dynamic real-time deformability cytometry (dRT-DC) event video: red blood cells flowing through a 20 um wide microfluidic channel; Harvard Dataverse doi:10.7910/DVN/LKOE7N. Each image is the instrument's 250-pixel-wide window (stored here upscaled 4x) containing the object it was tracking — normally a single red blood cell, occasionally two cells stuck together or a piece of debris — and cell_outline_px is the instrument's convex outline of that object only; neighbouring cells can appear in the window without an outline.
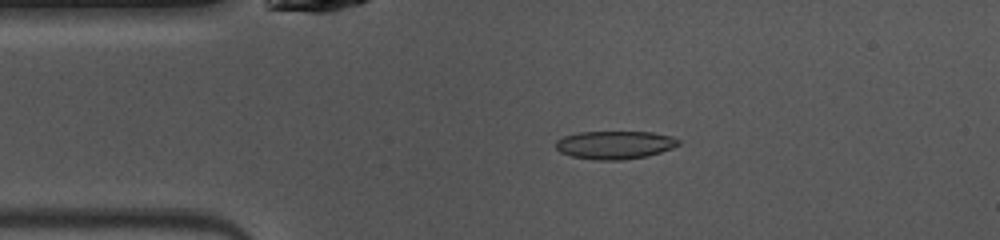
{"species": "common noctule bat (a hibernating species)", "species_latin": "Nyctalus noctula", "temperature_condition": "warm", "stored_images_in_passage": 40, "camera_frame_rate_fps": 3000, "um_per_image_px": 0.085, "animal": {"sex": "female", "body_mass_g": 10.0, "forearm_length_mm": 53.1}, "frame": {"image": 1, "passage_image": 1, "time_ms": 0.0, "image_size_px": [1000, 240], "cell_outline_px": [[680, 144], [672, 148], [648, 156], [624, 160], [596, 160], [572, 156], [560, 152], [556, 148], [556, 140], [564, 136], [580, 132], [652, 132], [672, 136], [680, 140]], "centroid_in_image_um": [52.28, 12.32], "position_along_channel_um": 32.7, "area_um2": 20.17}}
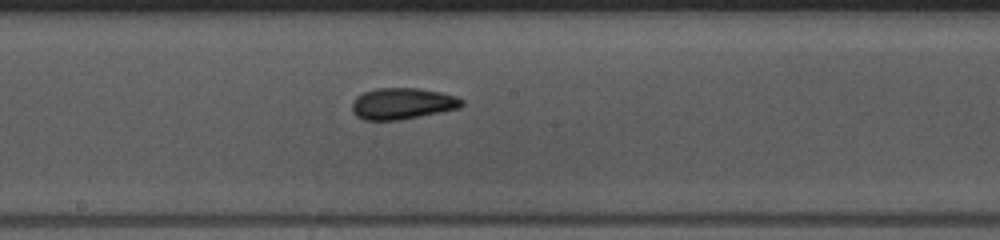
{"frame": {"image": 2, "passage_image": 16, "time_ms": 5.0, "image_size_px": [1000, 240], "cell_outline_px": [[464, 104], [460, 108], [400, 120], [364, 120], [356, 116], [352, 112], [352, 100], [356, 96], [364, 92], [376, 88], [416, 88], [440, 92], [456, 96], [464, 100]], "centroid_in_image_um": [34.18, 8.81], "position_along_channel_um": 214.0, "area_um2": 20.17}}
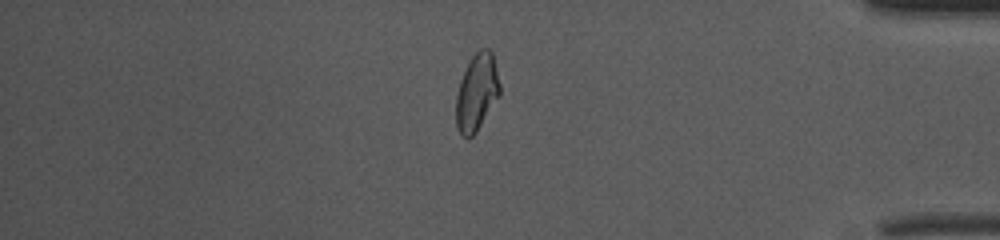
{"frame": {"image": 3, "passage_image": 32, "time_ms": 10.333, "image_size_px": [1000, 240], "cell_outline_px": [[500, 96], [476, 132], [468, 140], [460, 136], [456, 128], [456, 92], [460, 80], [472, 56], [480, 48], [488, 48], [492, 52], [500, 84]], "centroid_in_image_um": [40.51, 7.89], "position_along_channel_um": 394.7, "area_um2": 19.88}, "authors_computed_cell_mechanics": {"area_um2": 19.7387, "velocity_mm_per_s": 4.0684, "shape_relaxation_time_tau1_ms": null, "shape_relaxation_time_tau2_ms": 1.5422, "deformation_change_tau1": null, "deformation_change_tau2": 0.0651}}